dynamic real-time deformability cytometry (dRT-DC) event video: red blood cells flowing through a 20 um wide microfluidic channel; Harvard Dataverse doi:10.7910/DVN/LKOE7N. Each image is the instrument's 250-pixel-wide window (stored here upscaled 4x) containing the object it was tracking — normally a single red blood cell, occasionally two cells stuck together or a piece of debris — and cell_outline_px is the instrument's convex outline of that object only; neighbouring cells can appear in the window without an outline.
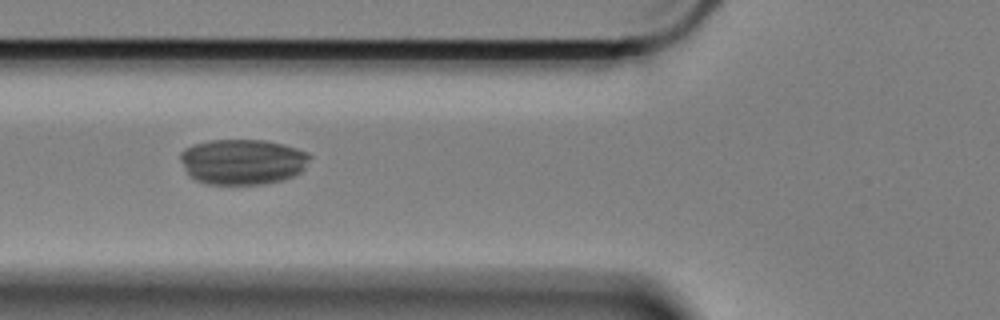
{"species": "Egyptian fruit bat (a non-hibernating species)", "species_latin": "Rousettus aegyptiacus", "temperature_condition": "cold", "stored_images_in_passage": 52, "camera_frame_rate_fps": 3000, "um_per_image_px": 0.085, "animal": {"sex": "female"}, "frame": {"image": 1, "passage_image": 15, "time_ms": 4.667, "image_size_px": [1000, 320], "cell_outline_px": [[312, 156], [304, 168], [300, 172], [284, 180], [264, 184], [208, 184], [196, 180], [188, 172], [180, 160], [180, 152], [184, 148], [192, 144], [208, 140], [264, 140], [284, 144], [308, 152]], "centroid_in_image_um": [20.63, 13.74], "position_along_channel_um": 105.2, "area_um2": 34.45}}
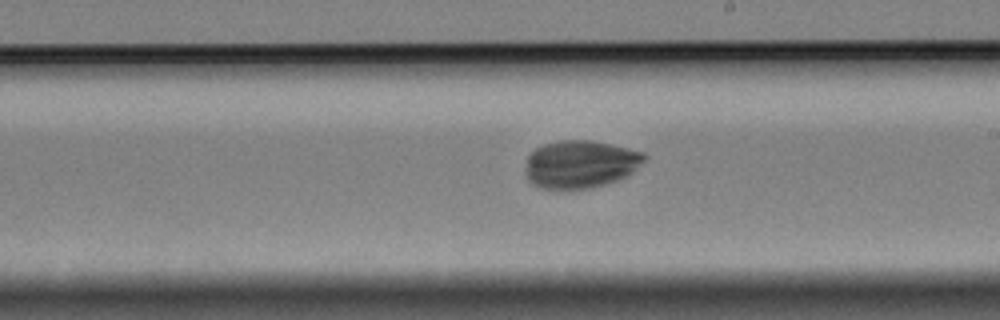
{"frame": {"image": 2, "passage_image": 27, "time_ms": 8.667, "image_size_px": [1000, 320], "cell_outline_px": [[648, 156], [644, 160], [624, 176], [616, 180], [604, 184], [588, 188], [560, 192], [540, 188], [532, 184], [528, 180], [524, 172], [528, 156], [536, 148], [544, 144], [560, 140], [592, 140], [628, 148], [644, 152]], "centroid_in_image_um": [49.25, 13.98], "position_along_channel_um": 239.7, "area_um2": 33.41}}
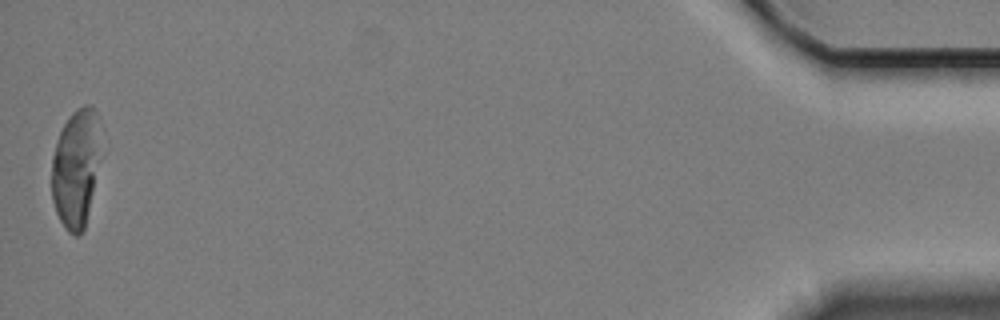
{"frame": {"image": 3, "passage_image": 52, "time_ms": 17.0, "image_size_px": [1000, 320], "cell_outline_px": [[96, 152], [92, 188], [84, 228], [76, 236], [68, 232], [64, 228], [56, 212], [52, 200], [52, 156], [60, 132], [64, 124], [72, 112], [76, 108], [84, 104], [92, 104], [96, 108]], "centroid_in_image_um": [6.35, 14.29], "position_along_channel_um": 428.8, "area_um2": 31.96}}